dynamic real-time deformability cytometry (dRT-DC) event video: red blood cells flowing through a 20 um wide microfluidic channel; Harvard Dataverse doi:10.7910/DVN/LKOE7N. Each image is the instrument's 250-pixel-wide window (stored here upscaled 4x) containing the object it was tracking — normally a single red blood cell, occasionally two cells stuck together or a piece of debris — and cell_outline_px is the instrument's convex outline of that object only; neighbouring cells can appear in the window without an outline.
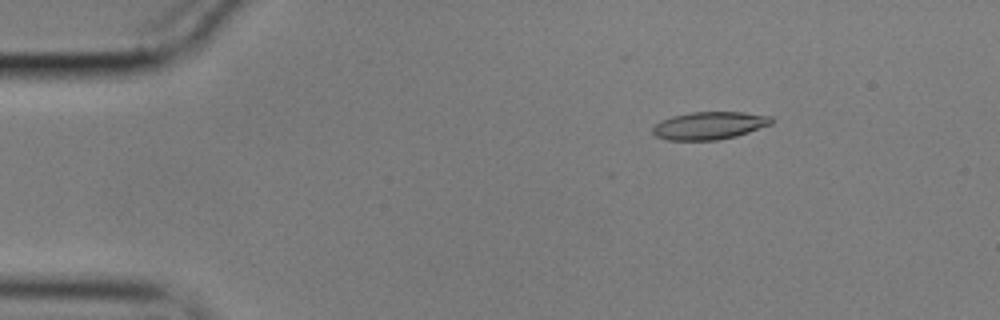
{"species": "common noctule bat (a hibernating species)", "species_latin": "Nyctalus noctula", "temperature_condition": "cold", "stored_images_in_passage": 56, "camera_frame_rate_fps": 3000, "um_per_image_px": 0.085, "animal": {"sex": "male", "body_mass_g": 17.9}, "frame": {"image": 1, "passage_image": 9, "time_ms": 2.667, "image_size_px": [1000, 320], "cell_outline_px": [[772, 124], [736, 136], [716, 140], [668, 140], [656, 136], [652, 132], [652, 128], [660, 120], [672, 116], [692, 112], [744, 112], [772, 116]], "centroid_in_image_um": [60.29, 10.67], "position_along_channel_um": 24.7, "area_um2": 19.13}}
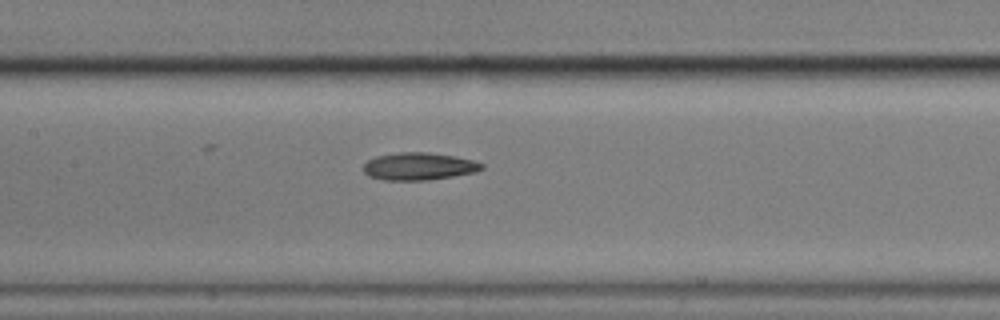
{"frame": {"image": 2, "passage_image": 27, "time_ms": 8.667, "image_size_px": [1000, 320], "cell_outline_px": [[484, 168], [476, 172], [428, 180], [384, 180], [368, 176], [364, 172], [364, 164], [368, 160], [376, 156], [400, 152], [428, 152], [452, 156], [472, 160], [484, 164]], "centroid_in_image_um": [35.59, 14.14], "position_along_channel_um": 171.8, "area_um2": 18.84}}
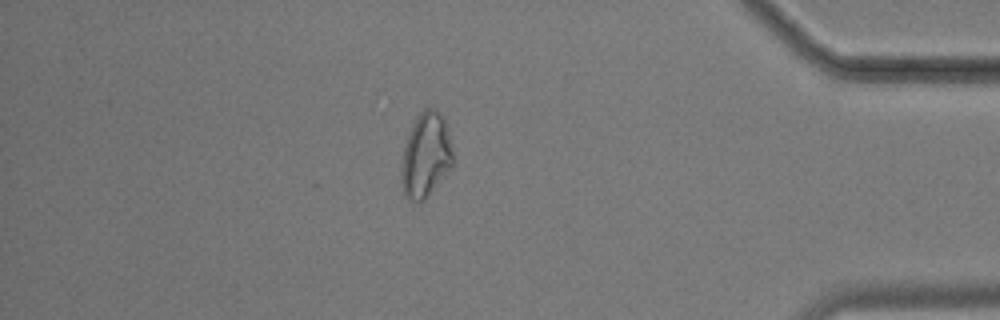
{"frame": {"image": 3, "passage_image": 49, "time_ms": 16.0, "image_size_px": [1000, 320], "cell_outline_px": [[452, 164], [424, 200], [416, 204], [408, 200], [404, 196], [400, 180], [400, 176], [404, 148], [412, 124], [416, 116], [424, 108], [436, 108], [444, 120], [448, 132], [452, 152]], "centroid_in_image_um": [36.14, 13.21], "position_along_channel_um": 399.1, "area_um2": 25.14}, "authors_computed_cell_mechanics": {"area_um2": 19.3341, "velocity_mm_per_s": 3.5728, "shape_relaxation_time_tau1_ms": 8.6271, "shape_relaxation_time_tau2_ms": null, "deformation_change_tau1": 0.1897, "deformation_change_tau2": null}}